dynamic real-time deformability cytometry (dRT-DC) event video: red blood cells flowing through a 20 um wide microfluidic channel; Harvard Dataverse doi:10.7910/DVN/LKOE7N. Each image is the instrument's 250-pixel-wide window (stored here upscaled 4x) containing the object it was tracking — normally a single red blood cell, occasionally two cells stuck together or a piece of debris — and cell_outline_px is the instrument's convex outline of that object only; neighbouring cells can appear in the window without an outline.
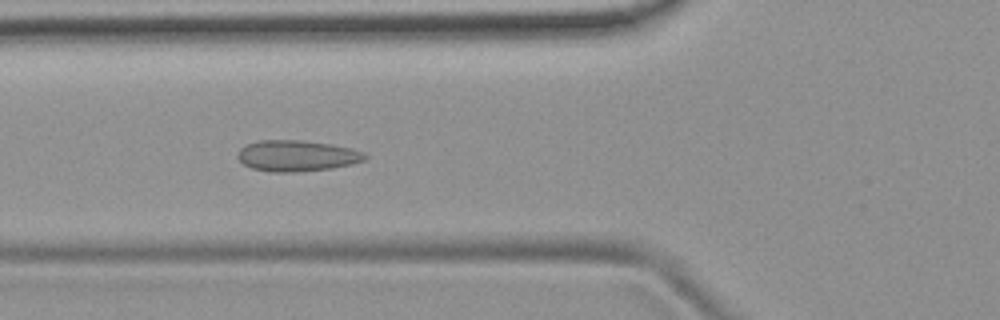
{"species": "common noctule bat (a hibernating species)", "species_latin": "Nyctalus noctula", "temperature_condition": "room temperature", "stored_images_in_passage": 45, "camera_frame_rate_fps": 3000, "um_per_image_px": 0.085, "animal": {"sex": "female", "body_mass_g": 19.9}, "frame": {"image": 1, "passage_image": 18, "time_ms": 5.667, "image_size_px": [1000, 320], "cell_outline_px": [[368, 156], [364, 160], [352, 164], [332, 168], [296, 172], [268, 172], [252, 168], [244, 164], [236, 156], [240, 148], [248, 144], [260, 140], [304, 140], [332, 144], [352, 148], [364, 152]], "centroid_in_image_um": [25.25, 13.24], "position_along_channel_um": 100.6, "area_um2": 23.18}}
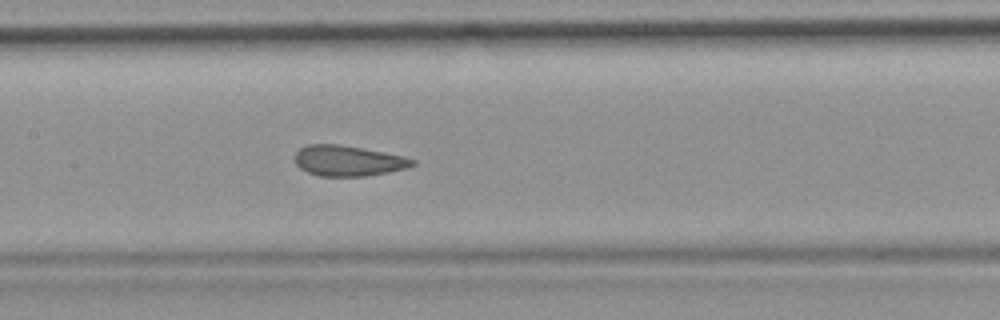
{"frame": {"image": 2, "passage_image": 24, "time_ms": 7.667, "image_size_px": [1000, 320], "cell_outline_px": [[416, 164], [404, 168], [388, 172], [364, 176], [316, 176], [300, 168], [296, 164], [296, 152], [300, 148], [308, 144], [340, 144], [404, 156], [416, 160]], "centroid_in_image_um": [29.58, 13.66], "position_along_channel_um": 177.8, "area_um2": 20.81}}
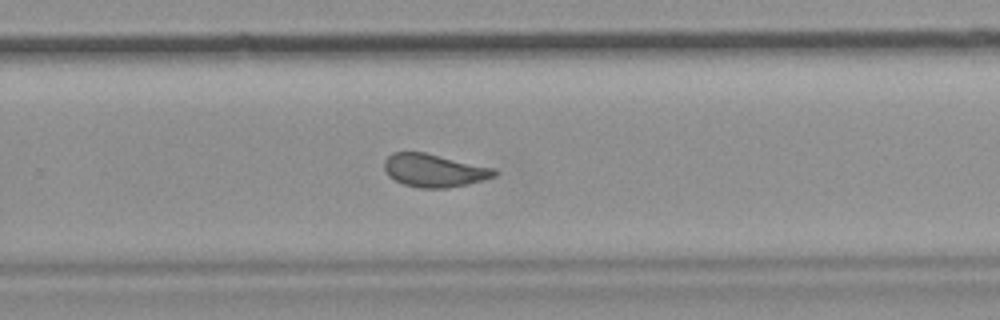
{"frame": {"image": 3, "passage_image": 33, "time_ms": 10.667, "image_size_px": [1000, 320], "cell_outline_px": [[500, 172], [496, 176], [468, 184], [448, 188], [420, 188], [404, 184], [388, 176], [384, 168], [384, 160], [392, 152], [424, 152], [496, 168]], "centroid_in_image_um": [36.93, 14.48], "position_along_channel_um": 292.9, "area_um2": 21.33}, "authors_computed_cell_mechanics": {"area_um2": 22.0796, "velocity_mm_per_s": 3.8599, "shape_relaxation_time_tau1_ms": null, "shape_relaxation_time_tau2_ms": 0.9098, "deformation_change_tau1": null, "deformation_change_tau2": 0.0795}}